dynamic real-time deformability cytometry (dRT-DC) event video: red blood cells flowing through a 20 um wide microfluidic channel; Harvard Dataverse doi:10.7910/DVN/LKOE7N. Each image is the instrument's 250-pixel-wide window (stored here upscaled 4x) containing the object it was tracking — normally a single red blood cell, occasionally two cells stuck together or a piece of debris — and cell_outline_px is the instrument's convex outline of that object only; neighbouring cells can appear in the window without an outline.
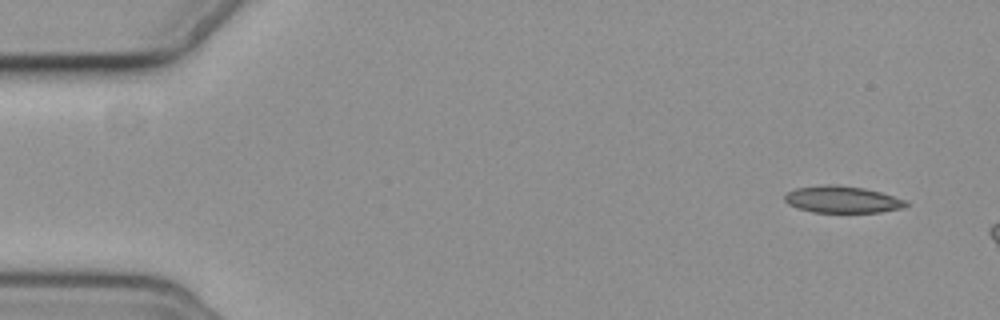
{"species": "common noctule bat (a hibernating species)", "species_latin": "Nyctalus noctula", "temperature_condition": "cold", "stored_images_in_passage": 5, "camera_frame_rate_fps": 3000, "um_per_image_px": 0.085, "animal": {"sex": "female", "body_mass_g": 19.3, "forearm_length_mm": 54.1}, "frame": {"image": 1, "passage_image": 1, "time_ms": 0.0, "image_size_px": [1000, 320], "cell_outline_px": [[908, 204], [900, 208], [880, 212], [812, 212], [788, 204], [784, 200], [784, 196], [788, 192], [796, 188], [828, 184], [864, 188], [880, 192], [908, 200]], "centroid_in_image_um": [71.59, 16.95], "position_along_channel_um": 13.4, "area_um2": 18.73}}